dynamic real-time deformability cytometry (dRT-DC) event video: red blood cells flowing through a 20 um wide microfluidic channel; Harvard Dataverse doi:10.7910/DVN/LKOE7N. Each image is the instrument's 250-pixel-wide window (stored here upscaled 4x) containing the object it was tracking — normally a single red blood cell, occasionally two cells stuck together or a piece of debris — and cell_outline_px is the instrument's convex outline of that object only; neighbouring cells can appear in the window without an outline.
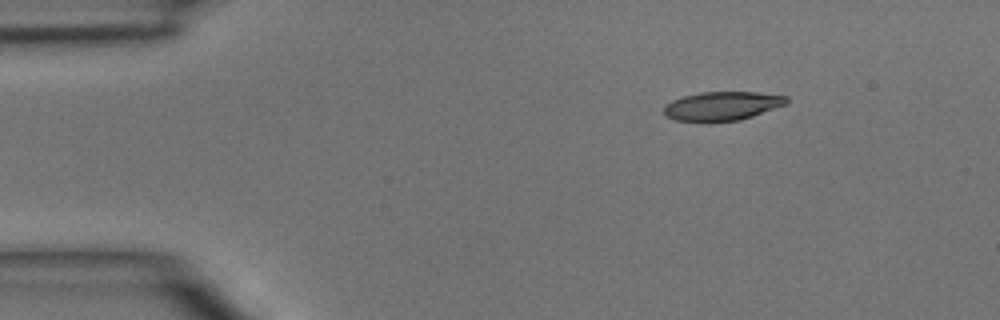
{"species": "common noctule bat (a hibernating species)", "species_latin": "Nyctalus noctula", "temperature_condition": "room temperature", "stored_images_in_passage": 4, "segment_of_instrument_passage": [2, 2], "camera_frame_rate_fps": 3000, "um_per_image_px": 0.085, "animal": {"sex": "male", "body_mass_g": 15.6}, "frame": {"image": 1, "passage_image": 4, "time_ms": 3.667, "image_size_px": [1000, 320], "cell_outline_px": [[788, 104], [740, 120], [676, 120], [668, 116], [664, 112], [664, 108], [672, 100], [684, 96], [700, 92], [756, 92], [788, 96]], "centroid_in_image_um": [61.46, 8.98], "position_along_channel_um": 23.5, "area_um2": 20.11}}